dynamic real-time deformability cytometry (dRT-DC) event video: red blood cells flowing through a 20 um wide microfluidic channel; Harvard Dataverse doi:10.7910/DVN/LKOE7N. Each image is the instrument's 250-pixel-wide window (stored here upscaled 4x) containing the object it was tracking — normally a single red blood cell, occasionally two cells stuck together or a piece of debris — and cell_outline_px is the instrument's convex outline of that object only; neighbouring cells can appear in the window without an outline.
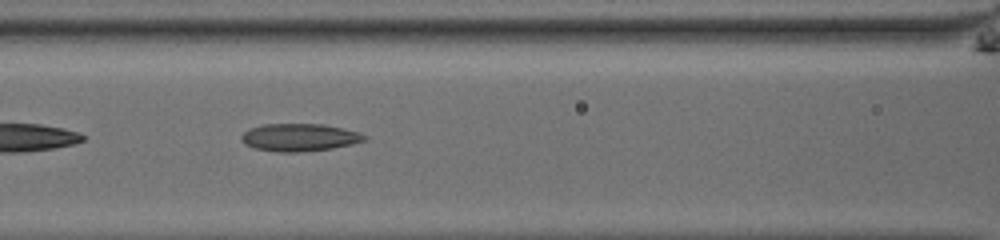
{"species": "common noctule bat (a hibernating species)", "species_latin": "Nyctalus noctula", "temperature_condition": "room temperature", "stored_images_in_passage": 46, "camera_frame_rate_fps": 3000, "um_per_image_px": 0.085, "animal": {"sex": "male", "body_mass_g": 13.0, "forearm_length_mm": 53.1}, "frame": {"image": 1, "passage_image": 25, "time_ms": 8.0, "image_size_px": [1000, 240], "cell_outline_px": [[368, 140], [352, 144], [332, 148], [296, 152], [280, 152], [256, 148], [244, 144], [240, 140], [240, 136], [244, 132], [252, 128], [264, 124], [324, 124], [344, 128], [360, 132], [368, 136]], "centroid_in_image_um": [25.5, 11.67], "position_along_channel_um": 141.1, "area_um2": 19.83}}
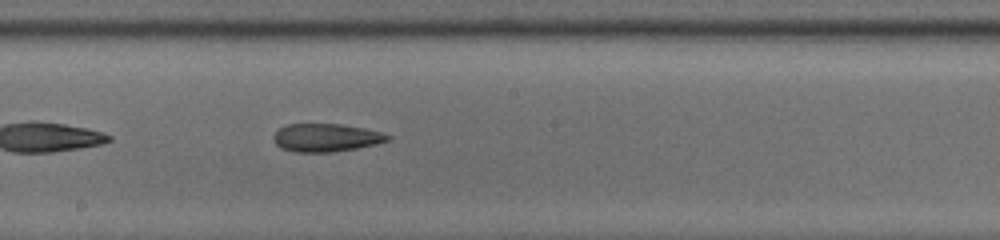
{"frame": {"image": 2, "passage_image": 31, "time_ms": 10.0, "image_size_px": [1000, 240], "cell_outline_px": [[392, 136], [388, 140], [376, 144], [356, 148], [332, 152], [296, 152], [280, 148], [272, 140], [272, 136], [280, 128], [288, 124], [340, 124], [364, 128], [384, 132]], "centroid_in_image_um": [27.71, 11.7], "position_along_channel_um": 220.5, "area_um2": 18.73}}
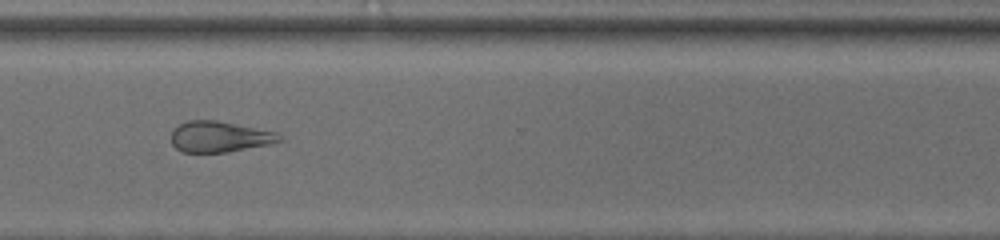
{"frame": {"image": 3, "passage_image": 41, "time_ms": 13.333, "image_size_px": [1000, 240], "cell_outline_px": [[284, 140], [268, 144], [228, 152], [184, 152], [176, 148], [172, 144], [172, 132], [180, 124], [188, 120], [216, 120], [276, 132], [284, 136]], "centroid_in_image_um": [18.69, 11.62], "position_along_channel_um": 351.9, "area_um2": 19.31}, "authors_computed_cell_mechanics": {"area_um2": 21.3282, "velocity_mm_per_s": 3.957, "shape_relaxation_time_tau1_ms": 11.2892, "shape_relaxation_time_tau2_ms": 6.9724, "deformation_change_tau1": 0.1774, "deformation_change_tau2": 0.1822}}